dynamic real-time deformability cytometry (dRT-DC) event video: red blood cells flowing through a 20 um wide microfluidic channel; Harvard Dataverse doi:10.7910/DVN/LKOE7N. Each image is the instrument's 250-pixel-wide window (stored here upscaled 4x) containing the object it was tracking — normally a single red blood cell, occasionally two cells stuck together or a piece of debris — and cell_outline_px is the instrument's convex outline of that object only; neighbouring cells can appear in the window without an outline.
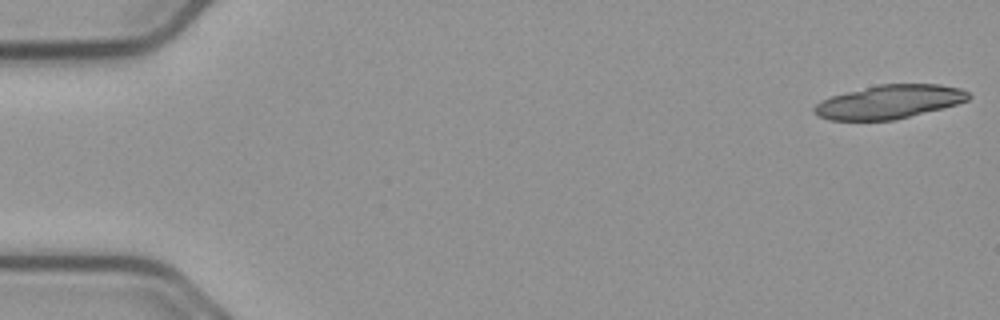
{"species": "common noctule bat (a hibernating species)", "species_latin": "Nyctalus noctula", "temperature_condition": "cold", "stored_images_in_passage": 21, "camera_frame_rate_fps": 3000, "um_per_image_px": 0.085, "animal": {"sex": "male", "body_mass_g": 23.1, "forearm_length_mm": 52.7}, "frame": {"image": 1, "passage_image": 1, "time_ms": 0.0, "image_size_px": [1000, 320], "cell_outline_px": [[972, 96], [968, 100], [956, 104], [892, 120], [828, 120], [812, 112], [812, 108], [816, 104], [832, 96], [880, 84], [940, 84], [960, 88], [968, 92]], "centroid_in_image_um": [75.59, 8.65], "position_along_channel_um": 9.4, "area_um2": 29.77}}